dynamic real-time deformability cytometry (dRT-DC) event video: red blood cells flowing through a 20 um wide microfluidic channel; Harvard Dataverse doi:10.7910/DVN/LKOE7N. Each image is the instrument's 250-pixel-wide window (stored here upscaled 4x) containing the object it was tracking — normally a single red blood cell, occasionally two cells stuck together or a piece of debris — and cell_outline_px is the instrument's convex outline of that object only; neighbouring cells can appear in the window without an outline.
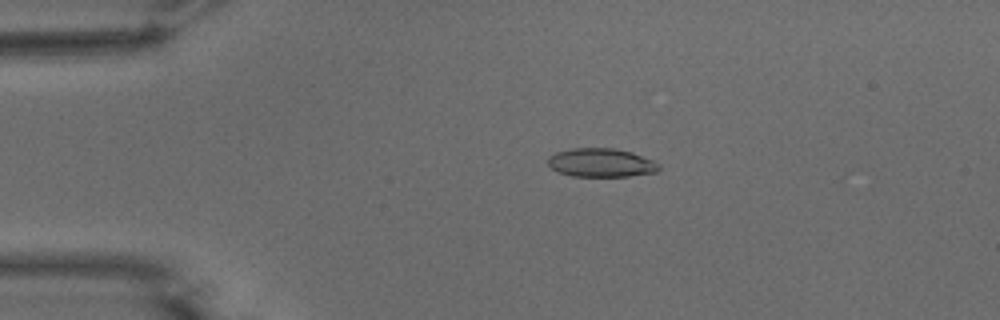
{"species": "common noctule bat (a hibernating species)", "species_latin": "Nyctalus noctula", "temperature_condition": "warm", "stored_images_in_passage": 54, "camera_frame_rate_fps": 3000, "um_per_image_px": 0.085, "animal": {"sex": "male", "body_mass_g": 15.6}, "frame": {"image": 1, "passage_image": 12, "time_ms": 3.667, "image_size_px": [1000, 320], "cell_outline_px": [[660, 168], [656, 172], [628, 176], [572, 176], [556, 172], [548, 164], [548, 156], [556, 152], [572, 148], [612, 148], [632, 152], [652, 160], [660, 164]], "centroid_in_image_um": [51.07, 13.83], "position_along_channel_um": 33.9, "area_um2": 18.55}}
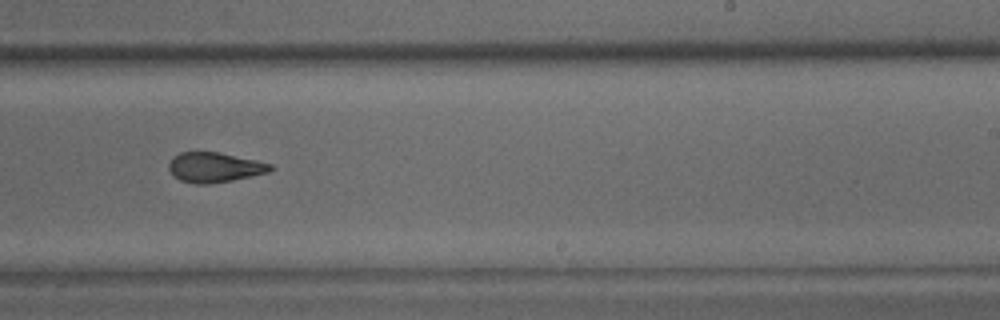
{"frame": {"image": 2, "passage_image": 34, "time_ms": 11.0, "image_size_px": [1000, 320], "cell_outline_px": [[272, 168], [268, 172], [232, 180], [208, 184], [196, 184], [180, 180], [168, 168], [168, 164], [180, 152], [216, 152], [256, 160], [272, 164]], "centroid_in_image_um": [18.24, 14.23], "position_along_channel_um": 270.8, "area_um2": 17.28}}
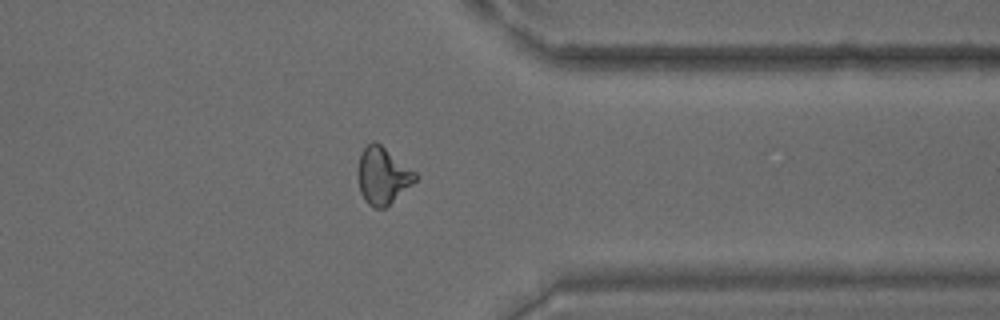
{"frame": {"image": 3, "passage_image": 43, "time_ms": 14.0, "image_size_px": [1000, 320], "cell_outline_px": [[416, 180], [412, 184], [384, 208], [372, 208], [364, 200], [360, 192], [356, 176], [356, 168], [360, 152], [372, 140], [376, 140], [416, 172]], "centroid_in_image_um": [32.46, 14.91], "position_along_channel_um": 378.9, "area_um2": 19.31}, "authors_computed_cell_mechanics": {"area_um2": 18.785, "velocity_mm_per_s": 3.8096, "shape_relaxation_time_tau1_ms": 10.9715, "shape_relaxation_time_tau2_ms": 2.0413, "deformation_change_tau1": 0.2886, "deformation_change_tau2": 0.0937}}